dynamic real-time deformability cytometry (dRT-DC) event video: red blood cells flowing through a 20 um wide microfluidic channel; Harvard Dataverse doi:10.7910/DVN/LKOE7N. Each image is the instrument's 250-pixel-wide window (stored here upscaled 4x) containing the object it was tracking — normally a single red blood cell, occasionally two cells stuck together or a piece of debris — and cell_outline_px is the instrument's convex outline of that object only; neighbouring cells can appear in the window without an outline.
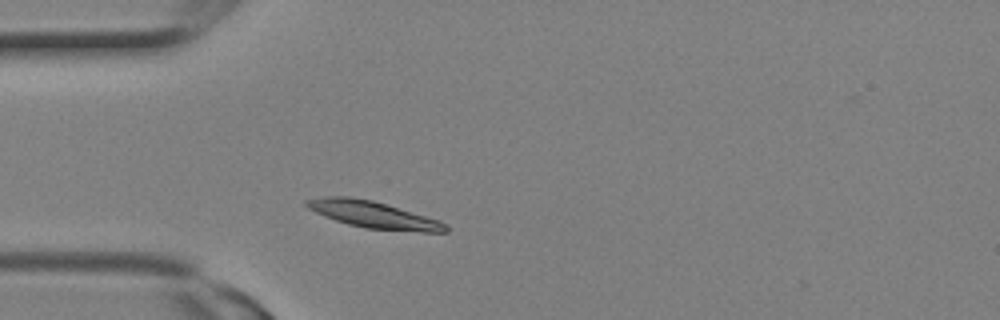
{"species": "Egyptian fruit bat (a non-hibernating species)", "species_latin": "Rousettus aegyptiacus", "temperature_condition": "room temperature", "stored_images_in_passage": 2, "camera_frame_rate_fps": 3000, "um_per_image_px": 0.085, "animal": {"sex": "female"}, "frame": {"image": 1, "passage_image": 2, "time_ms": 0.333, "image_size_px": [1000, 320], "cell_outline_px": [[448, 232], [420, 232], [364, 228], [348, 224], [324, 216], [308, 208], [304, 204], [304, 200], [324, 196], [348, 196], [372, 200], [388, 204], [440, 220], [448, 224]], "centroid_in_image_um": [31.77, 18.25], "position_along_channel_um": 53.2, "area_um2": 21.96}}